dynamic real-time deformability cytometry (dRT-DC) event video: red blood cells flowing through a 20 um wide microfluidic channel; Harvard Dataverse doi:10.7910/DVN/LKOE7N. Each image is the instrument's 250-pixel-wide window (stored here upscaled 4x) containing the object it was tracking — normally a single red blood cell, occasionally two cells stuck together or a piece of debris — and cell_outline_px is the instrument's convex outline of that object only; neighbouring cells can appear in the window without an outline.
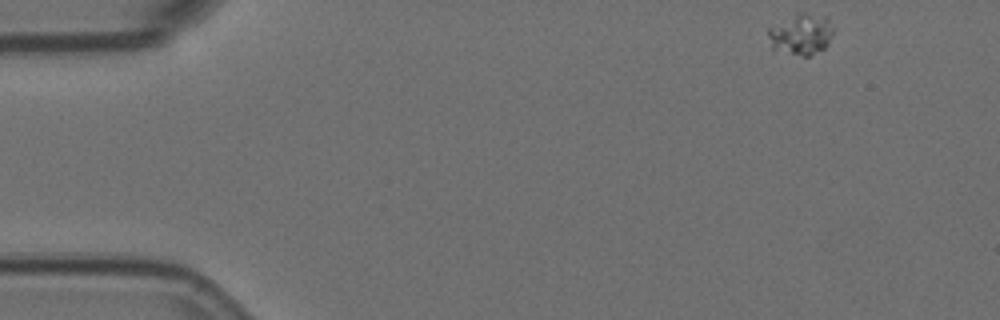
{"species": "Egyptian fruit bat (a non-hibernating species)", "species_latin": "Rousettus aegyptiacus", "temperature_condition": "room temperature", "stored_images_in_passage": 17, "camera_frame_rate_fps": 3000, "um_per_image_px": 0.085, "animal": {"sex": "female"}, "frame": {"image": 1, "passage_image": 1, "time_ms": 0.0, "image_size_px": [1000, 320], "cell_outline_px": [[832, 36], [828, 44], [824, 48], [808, 56], [804, 56], [772, 52], [768, 36], [768, 28], [800, 12], [808, 12], [828, 16], [832, 28]], "centroid_in_image_um": [68.07, 2.92], "position_along_channel_um": 16.9, "area_um2": 15.9}}
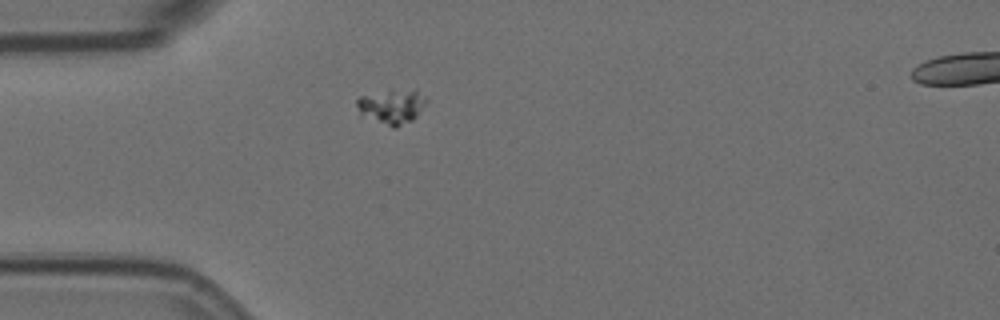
{"frame": {"image": 2, "passage_image": 12, "time_ms": 3.667, "image_size_px": [1000, 320], "cell_outline_px": [[428, 100], [416, 116], [412, 120], [396, 128], [392, 128], [360, 116], [356, 104], [356, 100], [360, 96], [416, 88], [428, 96]], "centroid_in_image_um": [33.33, 9.07], "position_along_channel_um": 51.7, "area_um2": 14.16}}
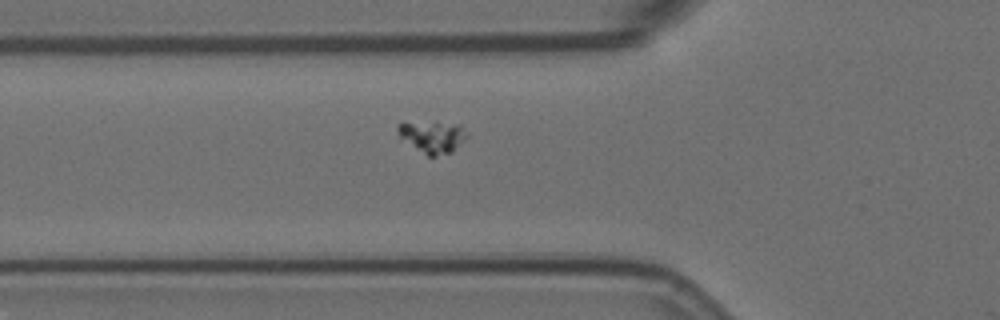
{"frame": {"image": 3, "passage_image": 16, "time_ms": 5.0, "image_size_px": [1000, 320], "cell_outline_px": [[468, 136], [452, 152], [436, 156], [428, 156], [400, 136], [396, 128], [396, 124], [460, 124]], "centroid_in_image_um": [36.81, 11.66], "position_along_channel_um": 89.0, "area_um2": 11.96}}